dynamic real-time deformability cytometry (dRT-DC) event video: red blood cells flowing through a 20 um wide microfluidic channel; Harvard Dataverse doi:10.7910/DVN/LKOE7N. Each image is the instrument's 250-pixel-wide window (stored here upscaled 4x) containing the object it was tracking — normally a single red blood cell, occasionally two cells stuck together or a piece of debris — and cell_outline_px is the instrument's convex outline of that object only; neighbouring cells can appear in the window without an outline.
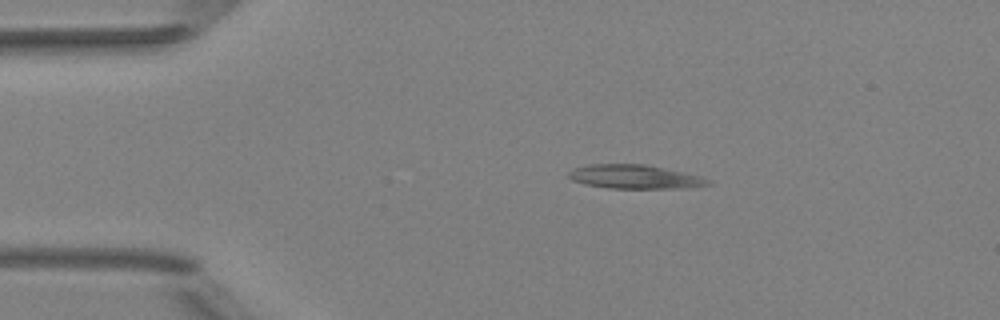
{"species": "Egyptian fruit bat (a non-hibernating species)", "species_latin": "Rousettus aegyptiacus", "temperature_condition": "room temperature", "stored_images_in_passage": 6, "camera_frame_rate_fps": 3000, "um_per_image_px": 0.085, "animal": {"sex": "female"}, "frame": {"image": 1, "passage_image": 3, "time_ms": 0.667, "image_size_px": [1000, 320], "cell_outline_px": [[712, 184], [680, 188], [608, 188], [584, 184], [572, 180], [568, 176], [568, 172], [576, 168], [588, 164], [644, 164], [700, 176], [712, 180]], "centroid_in_image_um": [53.93, 15.03], "position_along_channel_um": 31.1, "area_um2": 19.19}}
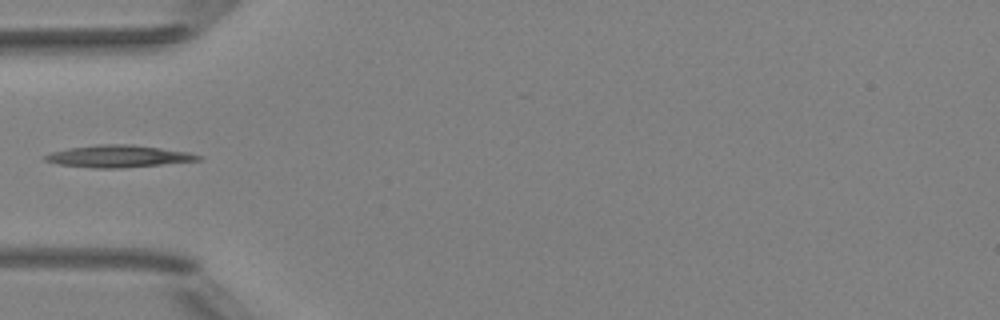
{"frame": {"image": 2, "passage_image": 5, "time_ms": 1.333, "image_size_px": [1000, 320], "cell_outline_px": [[200, 160], [120, 168], [92, 168], [60, 164], [44, 160], [44, 156], [52, 152], [68, 148], [100, 144], [132, 144], [188, 152], [200, 156]], "centroid_in_image_um": [10.03, 13.28], "position_along_channel_um": 75.0, "area_um2": 19.36}}
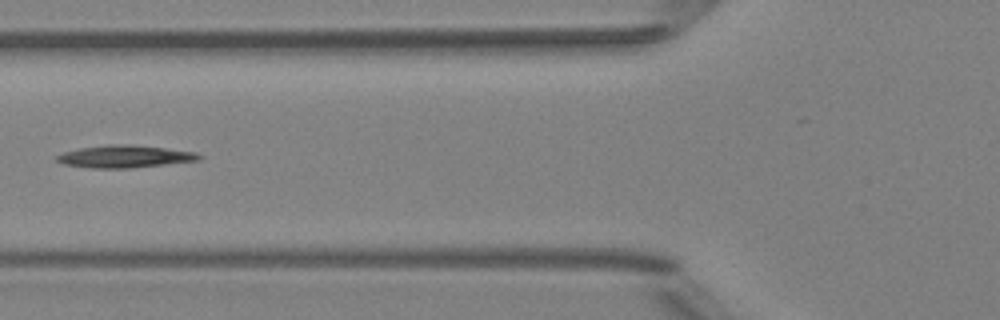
{"frame": {"image": 3, "passage_image": 6, "time_ms": 1.667, "image_size_px": [1000, 320], "cell_outline_px": [[204, 156], [200, 160], [128, 168], [92, 168], [64, 164], [56, 160], [56, 156], [64, 152], [80, 148], [108, 144], [132, 144], [196, 152]], "centroid_in_image_um": [10.61, 13.29], "position_along_channel_um": 115.2, "area_um2": 18.44}}